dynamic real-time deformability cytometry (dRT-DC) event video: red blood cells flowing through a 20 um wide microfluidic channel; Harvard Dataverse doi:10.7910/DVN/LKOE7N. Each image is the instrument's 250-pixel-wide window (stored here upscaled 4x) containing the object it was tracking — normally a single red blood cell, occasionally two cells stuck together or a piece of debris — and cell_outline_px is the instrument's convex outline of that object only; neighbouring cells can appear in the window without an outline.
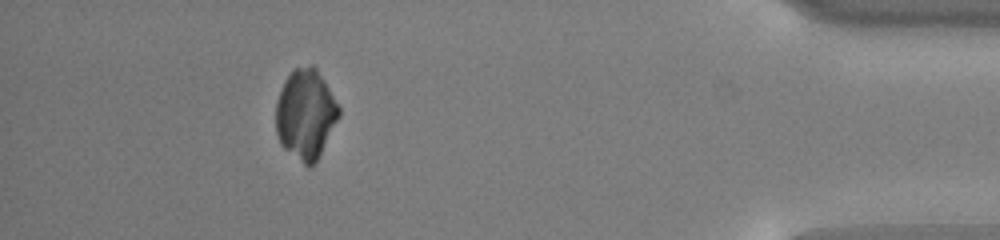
{"species": "common noctule bat (a hibernating species)", "species_latin": "Nyctalus noctula", "temperature_condition": "cold", "stored_images_in_passage": 55, "camera_frame_rate_fps": 3000, "um_per_image_px": 0.085, "animal": {"sex": "male", "body_mass_g": 13.0, "forearm_length_mm": 53.1}, "frame": {"image": 1, "passage_image": 50, "time_ms": 16.333, "image_size_px": [1000, 240], "cell_outline_px": [[340, 116], [312, 168], [308, 168], [284, 148], [280, 144], [276, 132], [276, 100], [284, 80], [296, 68], [312, 64], [316, 68], [324, 80], [340, 108]], "centroid_in_image_um": [25.97, 9.72], "position_along_channel_um": 409.2, "area_um2": 32.89}}